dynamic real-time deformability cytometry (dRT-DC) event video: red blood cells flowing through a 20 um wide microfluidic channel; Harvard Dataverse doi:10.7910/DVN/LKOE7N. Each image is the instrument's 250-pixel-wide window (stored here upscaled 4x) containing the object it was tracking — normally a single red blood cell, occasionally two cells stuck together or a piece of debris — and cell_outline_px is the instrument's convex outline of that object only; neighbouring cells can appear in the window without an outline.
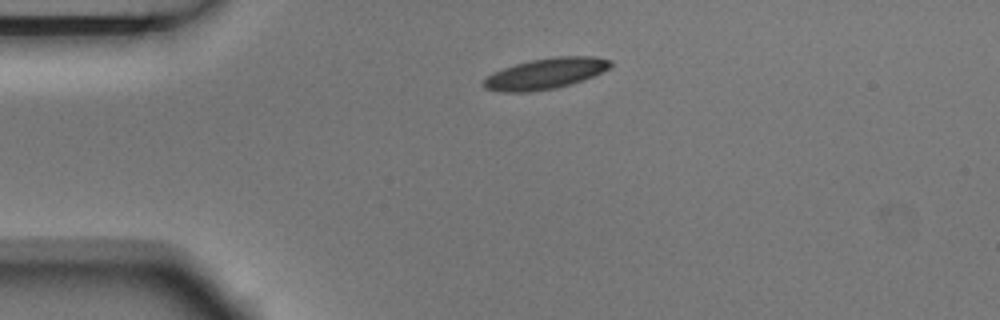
{"species": "Egyptian fruit bat (a non-hibernating species)", "species_latin": "Rousettus aegyptiacus", "temperature_condition": "room temperature", "stored_images_in_passage": 3, "camera_frame_rate_fps": 3000, "um_per_image_px": 0.085, "animal": {"sex": "male"}, "frame": {"image": 1, "passage_image": 1, "time_ms": 0.0, "image_size_px": [1000, 320], "cell_outline_px": [[612, 64], [608, 68], [592, 76], [556, 88], [528, 92], [500, 92], [484, 88], [480, 84], [492, 72], [516, 64], [532, 60], [552, 56], [596, 56], [612, 60]], "centroid_in_image_um": [46.32, 6.25], "position_along_channel_um": 38.7, "area_um2": 22.66}}
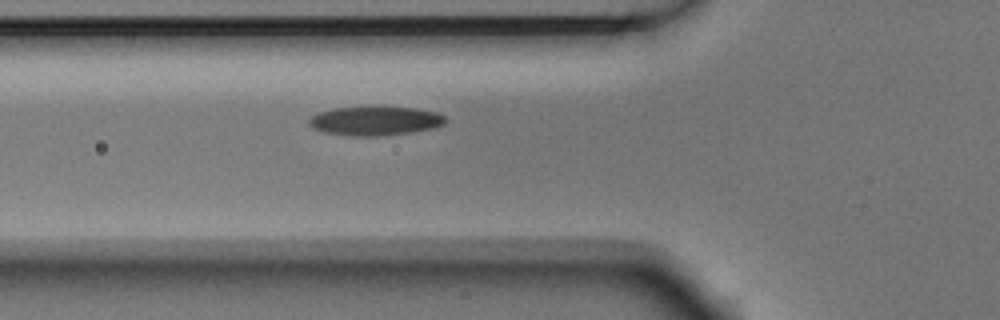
{"frame": {"image": 2, "passage_image": 3, "time_ms": 0.667, "image_size_px": [1000, 320], "cell_outline_px": [[448, 120], [444, 124], [432, 128], [408, 132], [380, 136], [348, 136], [324, 132], [312, 128], [308, 124], [308, 120], [312, 116], [320, 112], [332, 108], [416, 108], [436, 112], [444, 116]], "centroid_in_image_um": [31.86, 10.29], "position_along_channel_um": 93.9, "area_um2": 22.72}}